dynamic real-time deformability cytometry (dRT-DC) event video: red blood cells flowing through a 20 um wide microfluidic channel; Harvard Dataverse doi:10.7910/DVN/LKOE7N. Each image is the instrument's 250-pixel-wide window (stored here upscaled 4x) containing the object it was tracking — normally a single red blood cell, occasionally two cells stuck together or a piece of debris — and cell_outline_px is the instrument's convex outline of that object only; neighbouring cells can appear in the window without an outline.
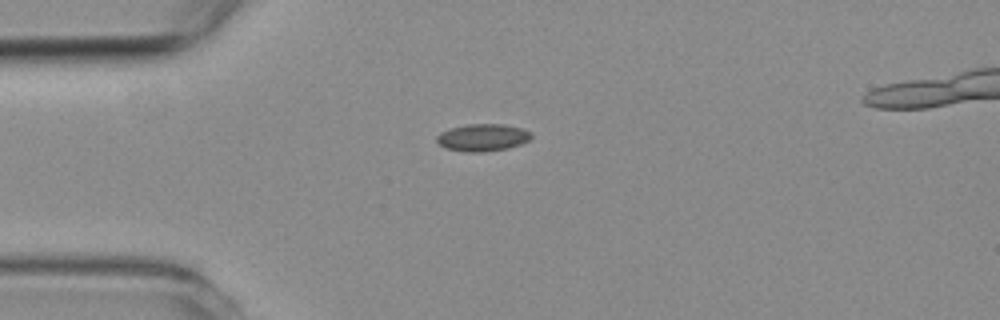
{"species": "common noctule bat (a hibernating species)", "species_latin": "Nyctalus noctula", "temperature_condition": "room temperature", "stored_images_in_passage": 3, "camera_frame_rate_fps": 3000, "um_per_image_px": 0.085, "animal": {"sex": "female", "body_mass_g": 19.3, "forearm_length_mm": 54.1}, "frame": {"image": 1, "passage_image": 3, "time_ms": 2.667, "image_size_px": [1000, 320], "cell_outline_px": [[532, 136], [528, 140], [520, 144], [508, 148], [484, 152], [464, 152], [448, 148], [440, 144], [436, 140], [436, 136], [440, 132], [452, 128], [468, 124], [504, 124], [520, 128], [532, 132]], "centroid_in_image_um": [41.03, 11.69], "position_along_channel_um": 44.0, "area_um2": 14.91}}